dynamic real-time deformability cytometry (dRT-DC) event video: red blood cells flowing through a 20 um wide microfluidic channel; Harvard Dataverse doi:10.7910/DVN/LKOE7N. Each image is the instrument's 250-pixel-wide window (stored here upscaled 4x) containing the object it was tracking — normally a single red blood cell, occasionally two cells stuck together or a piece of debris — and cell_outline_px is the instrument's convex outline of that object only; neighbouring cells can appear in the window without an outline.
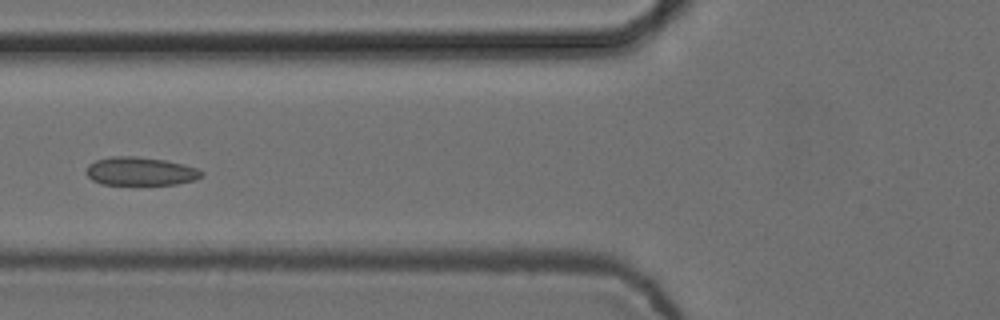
{"species": "common noctule bat (a hibernating species)", "species_latin": "Nyctalus noctula", "temperature_condition": "cold", "stored_images_in_passage": 7, "camera_frame_rate_fps": 3000, "um_per_image_px": 0.085, "animal": {"sex": "female", "body_mass_g": 24.6, "forearm_length_mm": 56.2}, "frame": {"image": 1, "passage_image": 7, "time_ms": 2.0, "image_size_px": [1000, 320], "cell_outline_px": [[204, 176], [196, 180], [176, 184], [100, 184], [92, 180], [84, 172], [88, 164], [96, 160], [112, 156], [136, 156], [164, 160], [184, 164], [196, 168], [204, 172]], "centroid_in_image_um": [11.93, 14.56], "position_along_channel_um": 113.9, "area_um2": 19.19}}